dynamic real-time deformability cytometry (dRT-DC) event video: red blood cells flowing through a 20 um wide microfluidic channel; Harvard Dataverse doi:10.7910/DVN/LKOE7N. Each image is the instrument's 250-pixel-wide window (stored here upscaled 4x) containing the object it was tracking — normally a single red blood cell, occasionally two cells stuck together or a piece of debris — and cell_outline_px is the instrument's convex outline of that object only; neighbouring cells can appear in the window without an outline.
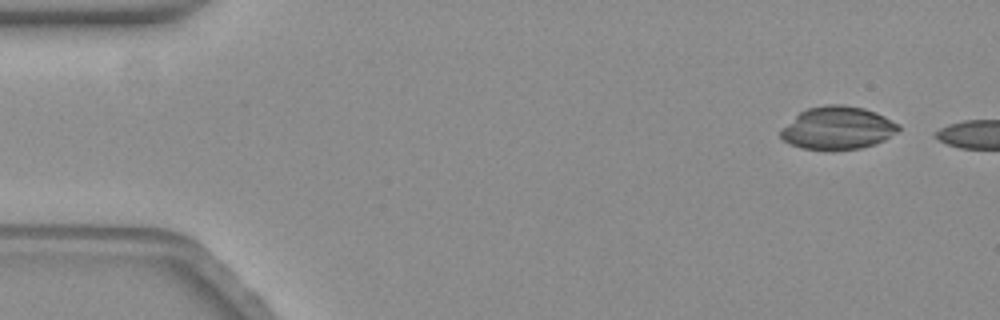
{"species": "common noctule bat (a hibernating species)", "species_latin": "Nyctalus noctula", "temperature_condition": "warm", "stored_images_in_passage": 8, "camera_frame_rate_fps": 3000, "um_per_image_px": 0.085, "animal": {"sex": "female", "body_mass_g": 19.3, "forearm_length_mm": 54.1}, "frame": {"image": 1, "passage_image": 4, "time_ms": 1.0, "image_size_px": [1000, 320], "cell_outline_px": [[900, 128], [896, 132], [884, 140], [860, 148], [804, 148], [792, 144], [784, 140], [780, 136], [780, 132], [800, 112], [808, 108], [824, 104], [844, 104], [864, 108], [876, 112], [900, 124]], "centroid_in_image_um": [71.24, 10.84], "position_along_channel_um": 13.8, "area_um2": 28.67}}